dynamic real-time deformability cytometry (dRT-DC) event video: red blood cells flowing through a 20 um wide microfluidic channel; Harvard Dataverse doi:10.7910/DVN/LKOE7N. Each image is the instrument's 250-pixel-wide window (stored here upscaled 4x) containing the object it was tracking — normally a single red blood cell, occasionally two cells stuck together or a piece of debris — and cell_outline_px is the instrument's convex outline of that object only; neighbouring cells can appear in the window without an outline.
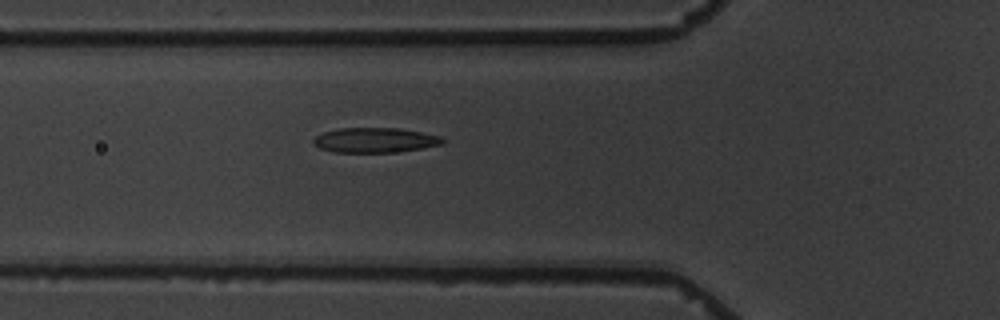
{"species": "common noctule bat (a hibernating species)", "species_latin": "Nyctalus noctula", "temperature_condition": "warm", "stored_images_in_passage": 2, "camera_frame_rate_fps": 3000, "um_per_image_px": 0.085, "animal": {"sex": "male", "body_mass_g": 19.5, "forearm_length_mm": 54.6}, "frame": {"image": 1, "passage_image": 2, "time_ms": 1.0, "image_size_px": [1000, 320], "cell_outline_px": [[444, 144], [420, 148], [392, 152], [332, 152], [320, 148], [312, 144], [312, 140], [316, 136], [324, 132], [340, 128], [400, 128], [440, 136], [444, 140]], "centroid_in_image_um": [31.84, 11.91], "position_along_channel_um": 94.0, "area_um2": 18.61}}